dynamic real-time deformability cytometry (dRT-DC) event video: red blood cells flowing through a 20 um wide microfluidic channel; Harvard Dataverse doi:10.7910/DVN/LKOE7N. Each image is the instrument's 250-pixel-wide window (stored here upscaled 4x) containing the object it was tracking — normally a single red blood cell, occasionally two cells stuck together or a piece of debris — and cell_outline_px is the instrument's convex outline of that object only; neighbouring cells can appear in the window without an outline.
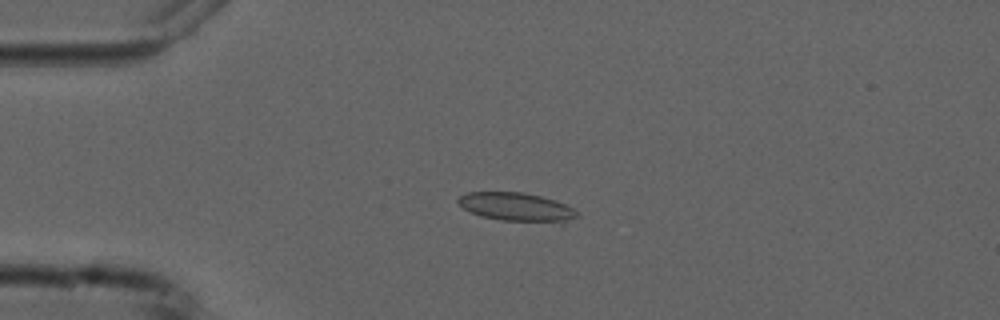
{"species": "common noctule bat (a hibernating species)", "species_latin": "Nyctalus noctula", "temperature_condition": "cold", "stored_images_in_passage": 8, "camera_frame_rate_fps": 3000, "um_per_image_px": 0.085, "animal": {"sex": "male", "forearm_length_mm": 52.5}, "frame": {"image": 1, "passage_image": 4, "time_ms": 3.333, "image_size_px": [1000, 320], "cell_outline_px": [[580, 216], [564, 224], [560, 224], [500, 220], [480, 216], [464, 208], [456, 200], [460, 196], [468, 192], [524, 192], [556, 200], [572, 208]], "centroid_in_image_um": [43.98, 17.62], "position_along_channel_um": 41.0, "area_um2": 20.17}}
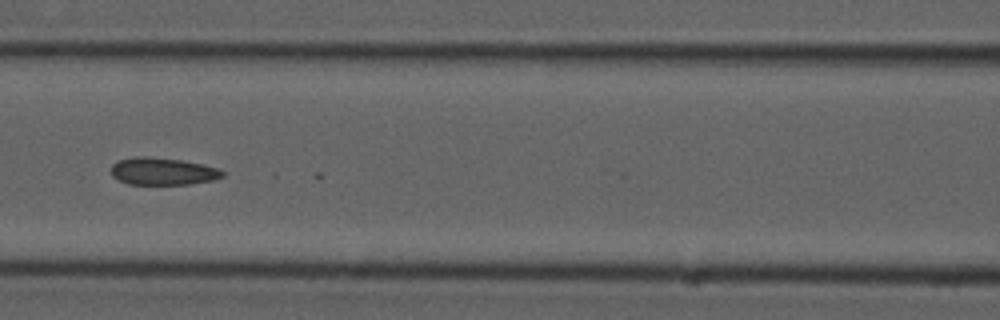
{"frame": {"image": 2, "passage_image": 7, "time_ms": 7.0, "image_size_px": [1000, 320], "cell_outline_px": [[224, 176], [216, 180], [188, 184], [128, 184], [112, 176], [112, 164], [120, 160], [136, 156], [144, 156], [180, 160], [204, 164], [216, 168], [224, 172]], "centroid_in_image_um": [13.86, 14.57], "position_along_channel_um": 152.7, "area_um2": 17.63}}
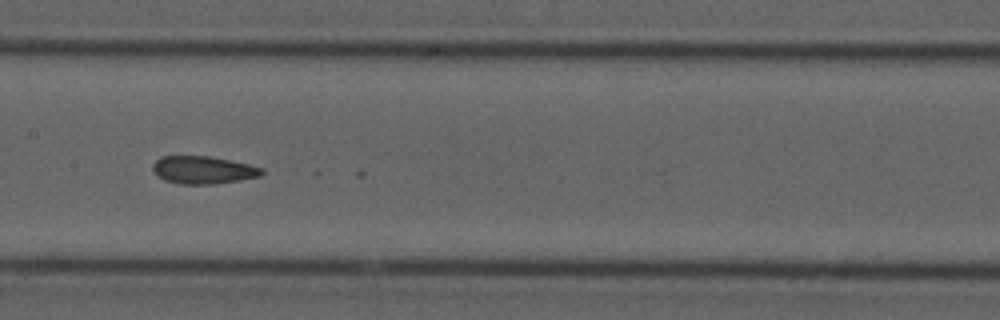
{"frame": {"image": 3, "passage_image": 8, "time_ms": 8.0, "image_size_px": [1000, 320], "cell_outline_px": [[264, 172], [260, 176], [240, 180], [216, 184], [180, 184], [164, 180], [152, 168], [152, 164], [160, 156], [208, 156], [248, 164], [264, 168]], "centroid_in_image_um": [17.28, 14.45], "position_along_channel_um": 190.1, "area_um2": 17.51}}